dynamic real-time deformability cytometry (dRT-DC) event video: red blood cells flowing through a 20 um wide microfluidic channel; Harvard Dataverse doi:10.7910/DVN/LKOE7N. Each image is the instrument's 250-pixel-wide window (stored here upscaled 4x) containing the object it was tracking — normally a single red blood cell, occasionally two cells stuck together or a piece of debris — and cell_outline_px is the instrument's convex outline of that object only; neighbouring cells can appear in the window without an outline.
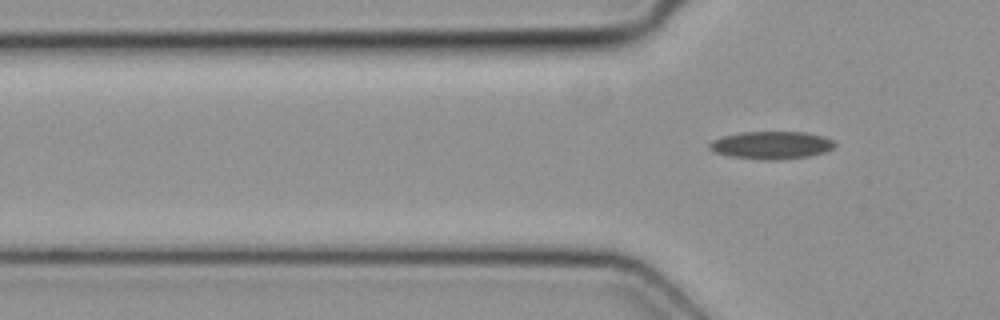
{"species": "common noctule bat (a hibernating species)", "species_latin": "Nyctalus noctula", "temperature_condition": "cold", "stored_images_in_passage": 5, "camera_frame_rate_fps": 3000, "um_per_image_px": 0.085, "animal": {"sex": "female", "body_mass_g": 19.3, "forearm_length_mm": 54.1}, "frame": {"image": 1, "passage_image": 5, "time_ms": 1.333, "image_size_px": [1000, 320], "cell_outline_px": [[836, 144], [828, 152], [808, 156], [780, 160], [764, 160], [732, 156], [716, 152], [708, 148], [708, 144], [712, 140], [724, 136], [744, 132], [804, 132], [824, 136], [832, 140]], "centroid_in_image_um": [65.61, 12.34], "position_along_channel_um": 60.2, "area_um2": 20.17}}